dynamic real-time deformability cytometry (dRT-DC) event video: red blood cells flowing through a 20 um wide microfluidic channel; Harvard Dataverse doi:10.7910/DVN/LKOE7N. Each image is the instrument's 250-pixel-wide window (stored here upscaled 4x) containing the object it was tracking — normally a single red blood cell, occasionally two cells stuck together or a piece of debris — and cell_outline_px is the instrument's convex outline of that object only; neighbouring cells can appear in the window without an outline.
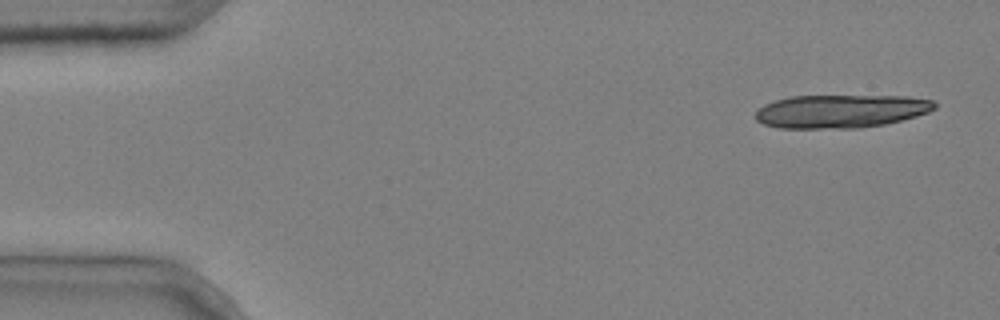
{"species": "common noctule bat (a hibernating species)", "species_latin": "Nyctalus noctula", "temperature_condition": "cold", "stored_images_in_passage": 4, "camera_frame_rate_fps": 3000, "um_per_image_px": 0.085, "animal": {"sex": "male", "body_mass_g": 20.4}, "frame": {"image": 1, "passage_image": 1, "time_ms": 0.0, "image_size_px": [1000, 320], "cell_outline_px": [[936, 108], [928, 112], [916, 116], [884, 124], [856, 128], [780, 128], [764, 124], [756, 120], [756, 108], [764, 104], [788, 96], [908, 96], [932, 100], [936, 104]], "centroid_in_image_um": [71.44, 9.45], "position_along_channel_um": 13.6, "area_um2": 34.74}}